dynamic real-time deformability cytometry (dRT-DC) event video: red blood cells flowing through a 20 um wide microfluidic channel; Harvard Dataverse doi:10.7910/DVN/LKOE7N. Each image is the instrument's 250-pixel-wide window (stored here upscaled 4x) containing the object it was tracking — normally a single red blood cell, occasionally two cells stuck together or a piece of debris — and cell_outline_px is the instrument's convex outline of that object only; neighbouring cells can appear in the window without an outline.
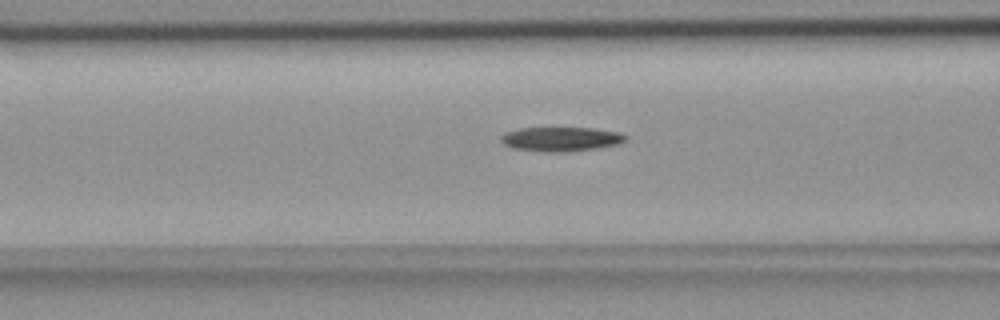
{"species": "common noctule bat (a hibernating species)", "species_latin": "Nyctalus noctula", "temperature_condition": "room temperature", "stored_images_in_passage": 55, "camera_frame_rate_fps": 3000, "um_per_image_px": 0.085, "animal": {"sex": "female", "body_mass_g": 18.4}, "frame": {"image": 1, "passage_image": 22, "time_ms": 7.0, "image_size_px": [1000, 320], "cell_outline_px": [[628, 140], [620, 144], [596, 148], [560, 152], [544, 152], [512, 148], [504, 144], [500, 140], [500, 136], [504, 132], [520, 128], [592, 128], [620, 132], [628, 136]], "centroid_in_image_um": [47.69, 11.82], "position_along_channel_um": 118.9, "area_um2": 17.8}}
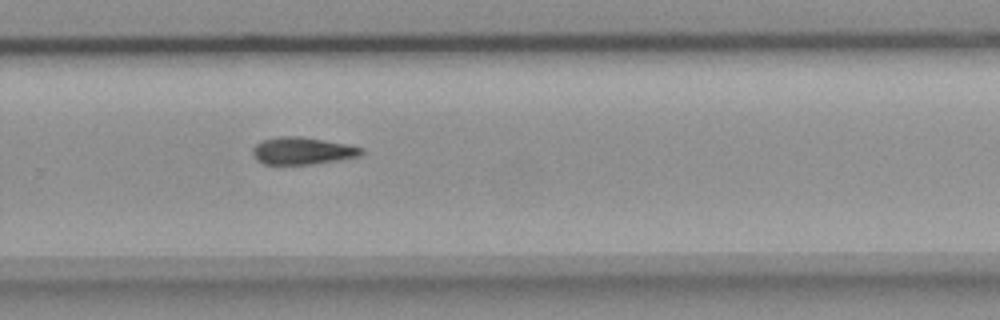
{"frame": {"image": 2, "passage_image": 37, "time_ms": 12.0, "image_size_px": [1000, 320], "cell_outline_px": [[364, 152], [360, 156], [312, 164], [264, 164], [256, 160], [252, 152], [252, 148], [260, 140], [276, 136], [300, 136], [348, 144], [364, 148]], "centroid_in_image_um": [25.68, 12.81], "position_along_channel_um": 304.1, "area_um2": 17.4}}
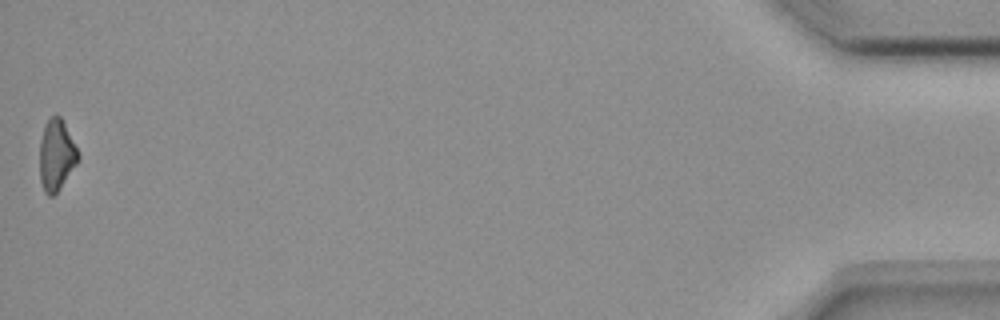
{"frame": {"image": 3, "passage_image": 55, "time_ms": 18.0, "image_size_px": [1000, 320], "cell_outline_px": [[80, 156], [76, 164], [56, 192], [52, 196], [48, 196], [44, 192], [40, 180], [40, 140], [44, 124], [56, 112], [60, 116]], "centroid_in_image_um": [4.76, 13.16], "position_along_channel_um": 430.4, "area_um2": 15.61}}